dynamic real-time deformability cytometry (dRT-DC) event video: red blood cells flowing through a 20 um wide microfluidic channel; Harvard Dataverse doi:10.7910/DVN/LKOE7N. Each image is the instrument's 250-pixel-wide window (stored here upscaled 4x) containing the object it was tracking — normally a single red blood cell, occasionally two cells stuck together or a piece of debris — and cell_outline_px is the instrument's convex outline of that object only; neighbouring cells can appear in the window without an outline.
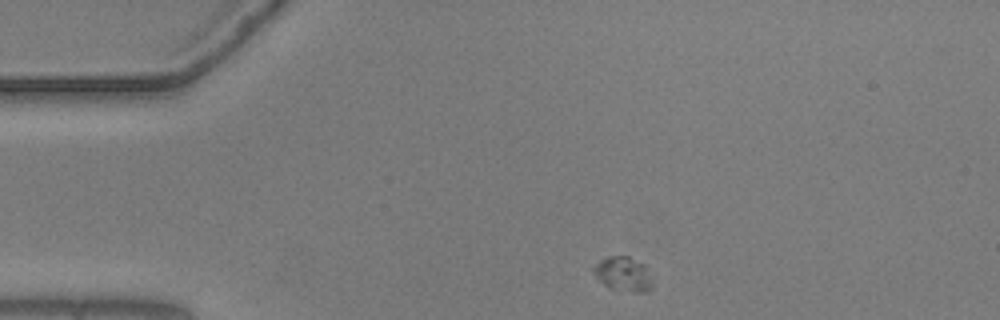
{"species": "common noctule bat (a hibernating species)", "species_latin": "Nyctalus noctula", "temperature_condition": "warm", "stored_images_in_passage": 47, "camera_frame_rate_fps": 3000, "um_per_image_px": 0.085, "animal": {"sex": "male", "body_mass_g": 20.5, "forearm_length_mm": 52.5}, "frame": {"image": 1, "passage_image": 1, "time_ms": 0.0, "image_size_px": [1000, 320], "cell_outline_px": [[652, 288], [648, 292], [636, 292], [608, 288], [596, 276], [592, 268], [600, 260], [608, 256], [628, 256], [644, 264], [652, 284]], "centroid_in_image_um": [52.97, 23.3], "position_along_channel_um": 32.0, "area_um2": 11.62}}
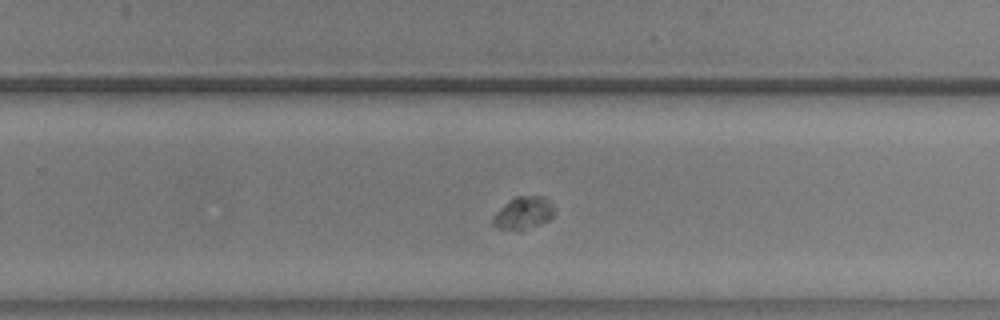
{"frame": {"image": 2, "passage_image": 26, "time_ms": 8.333, "image_size_px": [1000, 320], "cell_outline_px": [[552, 216], [548, 220], [540, 224], [520, 232], [516, 232], [500, 228], [492, 224], [492, 220], [496, 212], [504, 204], [516, 196], [544, 196], [552, 204]], "centroid_in_image_um": [44.46, 18.13], "position_along_channel_um": 285.3, "area_um2": 11.62}}
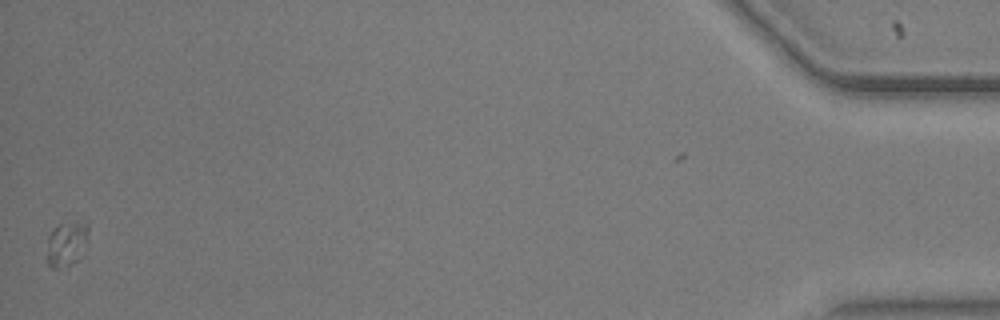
{"frame": {"image": 3, "passage_image": 46, "time_ms": 15.0, "image_size_px": [1000, 320], "cell_outline_px": [[88, 236], [76, 260], [68, 264], [52, 268], [48, 264], [48, 236], [56, 224], [88, 220]], "centroid_in_image_um": [5.66, 20.62], "position_along_channel_um": 429.5, "area_um2": 10.46}}